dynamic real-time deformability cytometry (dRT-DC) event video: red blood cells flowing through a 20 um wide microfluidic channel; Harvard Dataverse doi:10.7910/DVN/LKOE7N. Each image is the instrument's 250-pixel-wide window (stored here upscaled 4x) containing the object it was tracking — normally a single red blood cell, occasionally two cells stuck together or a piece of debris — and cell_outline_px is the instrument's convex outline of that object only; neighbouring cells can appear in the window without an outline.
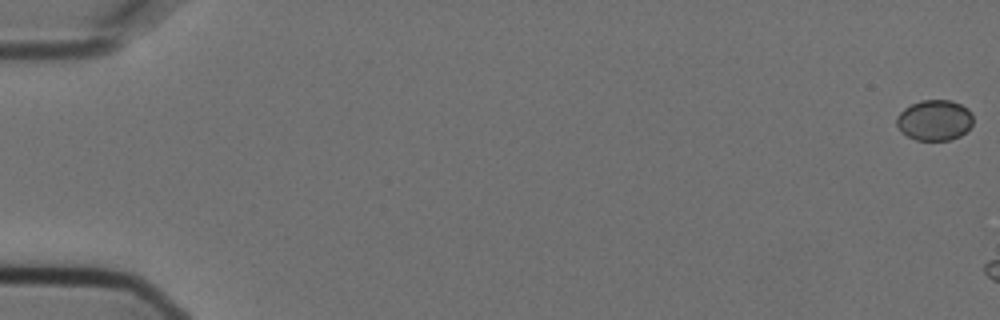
{"species": "Egyptian fruit bat (a non-hibernating species)", "species_latin": "Rousettus aegyptiacus", "temperature_condition": "cold", "stored_images_in_passage": 6, "camera_frame_rate_fps": 3000, "um_per_image_px": 0.085, "animal": {"sex": "female"}, "frame": {"image": 1, "passage_image": 1, "time_ms": 0.0, "image_size_px": [1000, 320], "cell_outline_px": [[972, 124], [960, 136], [948, 140], [916, 140], [900, 132], [896, 124], [896, 116], [904, 108], [920, 100], [952, 100], [968, 108], [972, 112]], "centroid_in_image_um": [79.41, 10.21], "position_along_channel_um": 5.6, "area_um2": 18.21}}
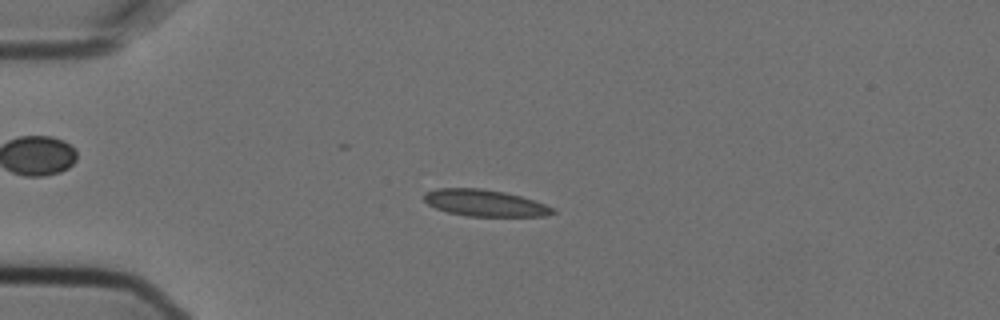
{"frame": {"image": 2, "passage_image": 5, "time_ms": 1.333, "image_size_px": [1000, 320], "cell_outline_px": [[556, 212], [544, 216], [468, 216], [448, 212], [436, 208], [428, 204], [424, 200], [424, 192], [436, 188], [480, 188], [504, 192], [520, 196], [556, 208]], "centroid_in_image_um": [41.19, 17.25], "position_along_channel_um": 43.8, "area_um2": 19.88}}